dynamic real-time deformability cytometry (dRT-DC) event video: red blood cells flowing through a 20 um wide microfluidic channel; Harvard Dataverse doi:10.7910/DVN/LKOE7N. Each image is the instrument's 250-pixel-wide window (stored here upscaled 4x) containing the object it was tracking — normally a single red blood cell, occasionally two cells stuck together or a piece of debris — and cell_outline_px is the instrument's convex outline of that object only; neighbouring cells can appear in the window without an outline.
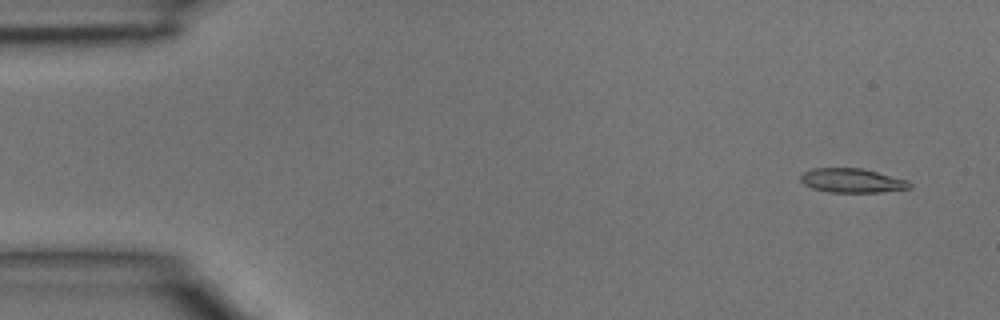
{"species": "common noctule bat (a hibernating species)", "species_latin": "Nyctalus noctula", "temperature_condition": "room temperature", "stored_images_in_passage": 4, "camera_frame_rate_fps": 3000, "um_per_image_px": 0.085, "animal": {"sex": "male", "body_mass_g": 15.6}, "frame": {"image": 1, "passage_image": 1, "time_ms": 0.0, "image_size_px": [1000, 320], "cell_outline_px": [[912, 188], [880, 192], [828, 192], [812, 188], [804, 184], [800, 180], [800, 176], [804, 172], [812, 168], [860, 168], [908, 180], [912, 184]], "centroid_in_image_um": [72.42, 15.35], "position_along_channel_um": 12.6, "area_um2": 15.32}}
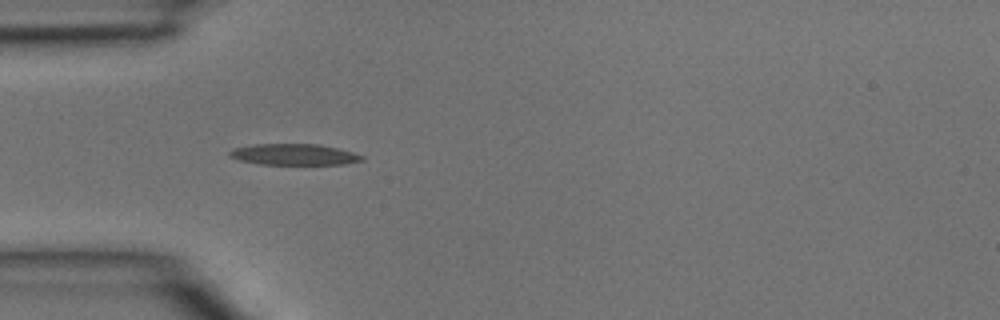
{"frame": {"image": 2, "passage_image": 4, "time_ms": 1.0, "image_size_px": [1000, 320], "cell_outline_px": [[364, 160], [344, 164], [260, 164], [240, 160], [228, 156], [228, 152], [232, 148], [252, 144], [320, 144], [352, 152], [364, 156]], "centroid_in_image_um": [24.96, 13.12], "position_along_channel_um": 60.0, "area_um2": 16.3}}